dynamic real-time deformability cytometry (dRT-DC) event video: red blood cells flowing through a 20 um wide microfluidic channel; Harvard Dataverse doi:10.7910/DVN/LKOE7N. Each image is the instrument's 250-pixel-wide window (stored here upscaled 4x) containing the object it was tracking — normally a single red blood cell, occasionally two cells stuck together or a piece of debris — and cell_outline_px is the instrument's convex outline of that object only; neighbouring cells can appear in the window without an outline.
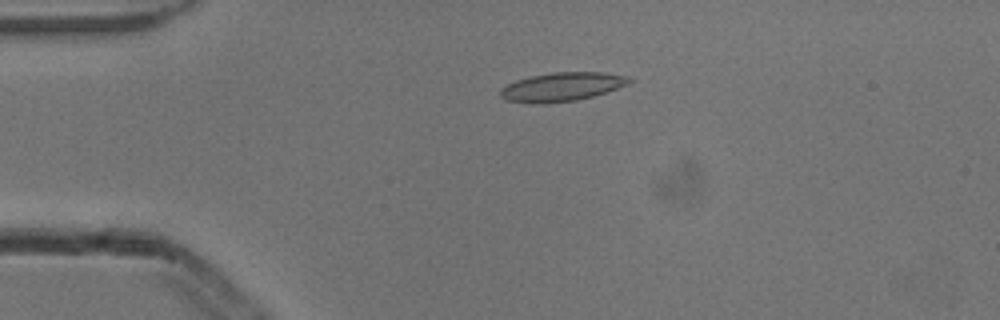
{"species": "common noctule bat (a hibernating species)", "species_latin": "Nyctalus noctula", "temperature_condition": "cold", "stored_images_in_passage": 4, "camera_frame_rate_fps": 3000, "um_per_image_px": 0.085, "animal": {"sex": "male", "body_mass_g": 13.3}, "frame": {"image": 1, "passage_image": 3, "time_ms": 0.667, "image_size_px": [1000, 320], "cell_outline_px": [[632, 80], [628, 84], [592, 96], [576, 100], [548, 104], [532, 104], [508, 100], [500, 96], [500, 88], [516, 80], [532, 76], [552, 72], [604, 72], [628, 76]], "centroid_in_image_um": [47.73, 7.38], "position_along_channel_um": 37.3, "area_um2": 21.56}}